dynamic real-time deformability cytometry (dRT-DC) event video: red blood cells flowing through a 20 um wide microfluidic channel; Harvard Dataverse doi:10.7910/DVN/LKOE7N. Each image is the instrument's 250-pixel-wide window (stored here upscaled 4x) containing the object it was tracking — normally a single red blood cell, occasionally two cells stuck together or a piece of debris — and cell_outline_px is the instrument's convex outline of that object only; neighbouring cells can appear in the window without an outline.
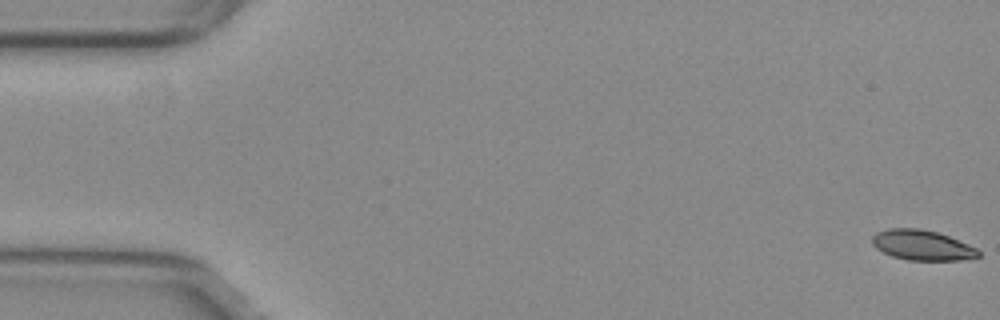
{"species": "common noctule bat (a hibernating species)", "species_latin": "Nyctalus noctula", "temperature_condition": "warm", "stored_images_in_passage": 24, "camera_frame_rate_fps": 3000, "um_per_image_px": 0.085, "animal": {"sex": "female", "body_mass_g": 29.2, "forearm_length_mm": 56.3}, "frame": {"image": 1, "passage_image": 1, "time_ms": 0.0, "image_size_px": [1000, 320], "cell_outline_px": [[980, 256], [960, 260], [908, 260], [892, 256], [876, 248], [872, 244], [872, 236], [876, 232], [888, 228], [920, 228], [936, 232], [948, 236], [968, 244], [976, 248], [980, 252]], "centroid_in_image_um": [78.36, 20.83], "position_along_channel_um": 6.6, "area_um2": 18.61}}
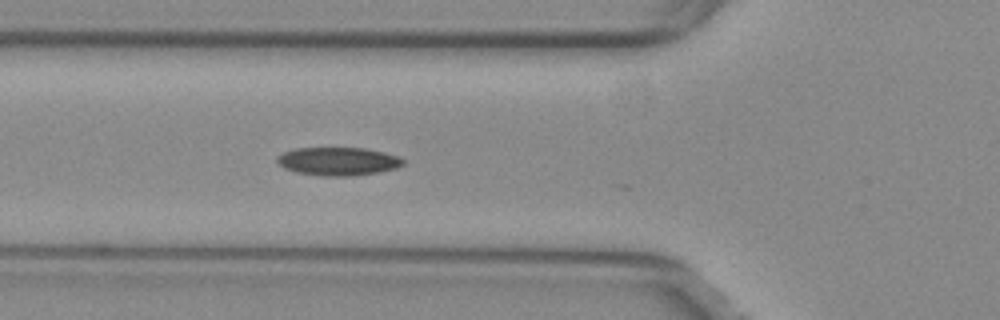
{"frame": {"image": 2, "passage_image": 20, "time_ms": 6.333, "image_size_px": [1000, 320], "cell_outline_px": [[404, 164], [396, 168], [380, 172], [352, 176], [320, 176], [296, 172], [284, 168], [276, 160], [276, 156], [284, 152], [296, 148], [364, 148], [384, 152], [400, 156], [404, 160]], "centroid_in_image_um": [28.75, 13.71], "position_along_channel_um": 97.0, "area_um2": 20.87}}
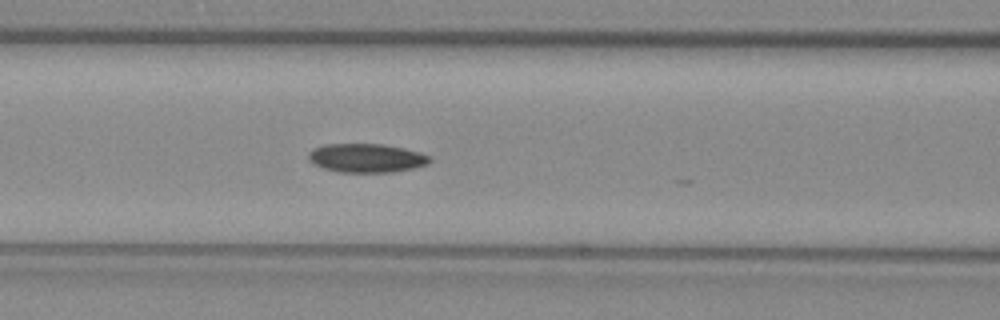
{"frame": {"image": 3, "passage_image": 23, "time_ms": 7.333, "image_size_px": [1000, 320], "cell_outline_px": [[432, 160], [428, 164], [412, 168], [392, 172], [340, 172], [324, 168], [312, 164], [308, 160], [308, 152], [312, 148], [324, 144], [384, 144], [404, 148], [420, 152], [428, 156]], "centroid_in_image_um": [31.11, 13.42], "position_along_channel_um": 135.5, "area_um2": 20.46}}